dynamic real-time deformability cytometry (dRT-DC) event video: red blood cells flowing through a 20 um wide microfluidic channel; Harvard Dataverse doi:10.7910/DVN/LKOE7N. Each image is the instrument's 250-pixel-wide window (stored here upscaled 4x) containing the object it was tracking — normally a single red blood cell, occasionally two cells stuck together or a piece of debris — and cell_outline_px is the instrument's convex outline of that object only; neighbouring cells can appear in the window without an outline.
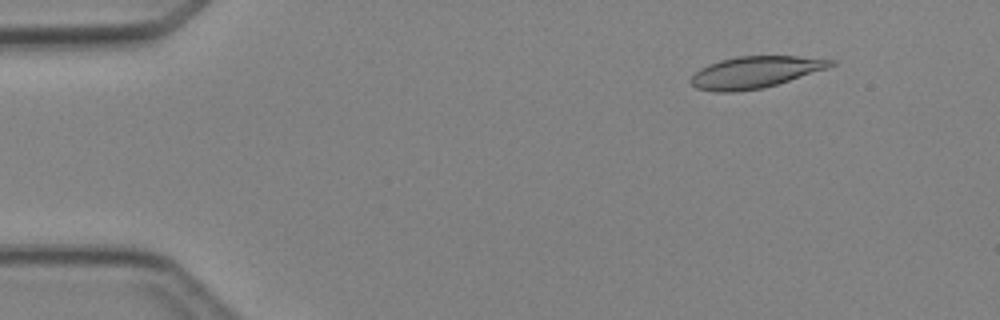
{"species": "Egyptian fruit bat (a non-hibernating species)", "species_latin": "Rousettus aegyptiacus", "temperature_condition": "cold", "stored_images_in_passage": 4, "camera_frame_rate_fps": 3000, "um_per_image_px": 0.085, "animal": {"sex": "female"}, "frame": {"image": 1, "passage_image": 2, "time_ms": 1.0, "image_size_px": [1000, 320], "cell_outline_px": [[836, 64], [828, 68], [764, 88], [732, 92], [712, 92], [696, 88], [688, 80], [700, 68], [708, 64], [720, 60], [736, 56], [796, 56], [836, 60]], "centroid_in_image_um": [64.16, 6.14], "position_along_channel_um": 20.8, "area_um2": 25.89}}